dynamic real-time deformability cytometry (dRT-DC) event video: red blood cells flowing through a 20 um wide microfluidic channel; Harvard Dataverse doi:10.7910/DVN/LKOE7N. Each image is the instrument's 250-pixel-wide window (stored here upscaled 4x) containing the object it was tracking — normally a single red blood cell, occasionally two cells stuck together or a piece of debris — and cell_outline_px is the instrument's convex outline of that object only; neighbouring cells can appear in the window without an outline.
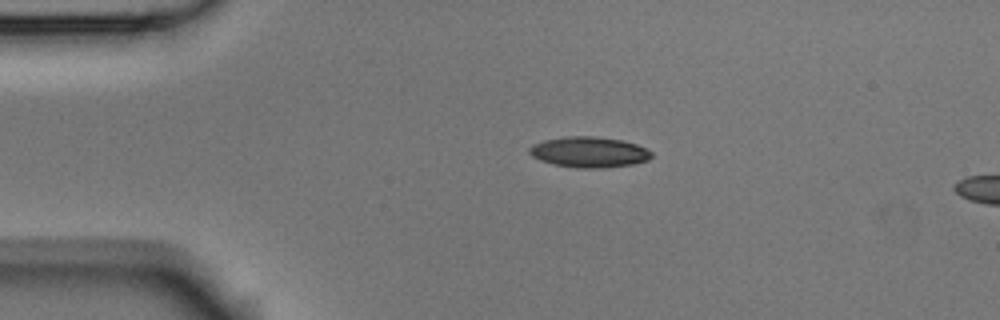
{"species": "Egyptian fruit bat (a non-hibernating species)", "species_latin": "Rousettus aegyptiacus", "temperature_condition": "room temperature", "stored_images_in_passage": 2, "camera_frame_rate_fps": 3000, "um_per_image_px": 0.085, "animal": {"sex": "male"}, "frame": {"image": 1, "passage_image": 1, "time_ms": 0.0, "image_size_px": [1000, 320], "cell_outline_px": [[652, 156], [648, 160], [632, 164], [604, 168], [576, 168], [556, 164], [540, 160], [532, 156], [528, 152], [528, 148], [532, 144], [544, 140], [564, 136], [592, 136], [620, 140], [636, 144], [652, 152]], "centroid_in_image_um": [50.04, 12.93], "position_along_channel_um": 35.0, "area_um2": 21.73}}